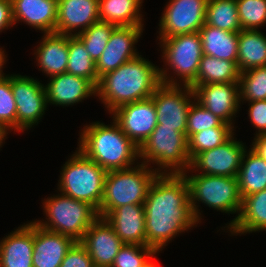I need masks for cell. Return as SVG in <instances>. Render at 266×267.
I'll list each match as a JSON object with an SVG mask.
<instances>
[{"mask_svg":"<svg viewBox=\"0 0 266 267\" xmlns=\"http://www.w3.org/2000/svg\"><path fill=\"white\" fill-rule=\"evenodd\" d=\"M146 246L158 253L176 235L197 226L184 174L158 173L144 202Z\"/></svg>","mask_w":266,"mask_h":267,"instance_id":"cell-1","label":"cell"},{"mask_svg":"<svg viewBox=\"0 0 266 267\" xmlns=\"http://www.w3.org/2000/svg\"><path fill=\"white\" fill-rule=\"evenodd\" d=\"M161 84L159 67L138 55L103 75L96 96L111 113L124 104L151 98Z\"/></svg>","mask_w":266,"mask_h":267,"instance_id":"cell-2","label":"cell"},{"mask_svg":"<svg viewBox=\"0 0 266 267\" xmlns=\"http://www.w3.org/2000/svg\"><path fill=\"white\" fill-rule=\"evenodd\" d=\"M112 121L111 125L92 122L84 126L77 148L107 172L130 168L139 158V147Z\"/></svg>","mask_w":266,"mask_h":267,"instance_id":"cell-3","label":"cell"},{"mask_svg":"<svg viewBox=\"0 0 266 267\" xmlns=\"http://www.w3.org/2000/svg\"><path fill=\"white\" fill-rule=\"evenodd\" d=\"M136 164L134 167L107 172L99 217L105 218L122 205L144 204L150 184L158 172L142 162Z\"/></svg>","mask_w":266,"mask_h":267,"instance_id":"cell-4","label":"cell"},{"mask_svg":"<svg viewBox=\"0 0 266 267\" xmlns=\"http://www.w3.org/2000/svg\"><path fill=\"white\" fill-rule=\"evenodd\" d=\"M60 174L58 190L61 194L89 203L99 211L106 170L77 149L62 166Z\"/></svg>","mask_w":266,"mask_h":267,"instance_id":"cell-5","label":"cell"},{"mask_svg":"<svg viewBox=\"0 0 266 267\" xmlns=\"http://www.w3.org/2000/svg\"><path fill=\"white\" fill-rule=\"evenodd\" d=\"M165 66L173 70L175 80L167 74L169 68H159L161 83L171 86L191 87L197 81L200 60L202 58V40L199 32L179 34L159 39ZM162 43V44H161ZM166 69V70H165ZM180 76V77H179ZM179 78L182 85L177 83Z\"/></svg>","mask_w":266,"mask_h":267,"instance_id":"cell-6","label":"cell"},{"mask_svg":"<svg viewBox=\"0 0 266 267\" xmlns=\"http://www.w3.org/2000/svg\"><path fill=\"white\" fill-rule=\"evenodd\" d=\"M139 159L146 165L157 164L158 168L154 170L158 173H189L191 160L187 138L176 128L157 125L139 147Z\"/></svg>","mask_w":266,"mask_h":267,"instance_id":"cell-7","label":"cell"},{"mask_svg":"<svg viewBox=\"0 0 266 267\" xmlns=\"http://www.w3.org/2000/svg\"><path fill=\"white\" fill-rule=\"evenodd\" d=\"M43 206L47 220L34 222L46 230L71 237L76 242L82 240L85 232L99 217L98 211L89 203L64 194L44 199Z\"/></svg>","mask_w":266,"mask_h":267,"instance_id":"cell-8","label":"cell"},{"mask_svg":"<svg viewBox=\"0 0 266 267\" xmlns=\"http://www.w3.org/2000/svg\"><path fill=\"white\" fill-rule=\"evenodd\" d=\"M183 174L187 179L190 189L191 209L198 223L201 222L200 205H197L199 202L223 213H238L239 215L242 197L240 195L237 177L203 174L187 176L186 173Z\"/></svg>","mask_w":266,"mask_h":267,"instance_id":"cell-9","label":"cell"},{"mask_svg":"<svg viewBox=\"0 0 266 267\" xmlns=\"http://www.w3.org/2000/svg\"><path fill=\"white\" fill-rule=\"evenodd\" d=\"M10 81L17 109V132L29 130L40 122L48 105L44 84L19 74H11Z\"/></svg>","mask_w":266,"mask_h":267,"instance_id":"cell-10","label":"cell"},{"mask_svg":"<svg viewBox=\"0 0 266 267\" xmlns=\"http://www.w3.org/2000/svg\"><path fill=\"white\" fill-rule=\"evenodd\" d=\"M151 98L156 108L158 125L176 128L186 136L188 112L195 99L193 89L189 86L161 84Z\"/></svg>","mask_w":266,"mask_h":267,"instance_id":"cell-11","label":"cell"},{"mask_svg":"<svg viewBox=\"0 0 266 267\" xmlns=\"http://www.w3.org/2000/svg\"><path fill=\"white\" fill-rule=\"evenodd\" d=\"M208 0H169L159 24V39L199 32L205 24Z\"/></svg>","mask_w":266,"mask_h":267,"instance_id":"cell-12","label":"cell"},{"mask_svg":"<svg viewBox=\"0 0 266 267\" xmlns=\"http://www.w3.org/2000/svg\"><path fill=\"white\" fill-rule=\"evenodd\" d=\"M245 151L244 143L235 140L233 135L224 144L197 154L188 170H199L198 174L203 175L237 177Z\"/></svg>","mask_w":266,"mask_h":267,"instance_id":"cell-13","label":"cell"},{"mask_svg":"<svg viewBox=\"0 0 266 267\" xmlns=\"http://www.w3.org/2000/svg\"><path fill=\"white\" fill-rule=\"evenodd\" d=\"M110 114L120 129L138 147L151 135L157 123V113L152 98L124 104Z\"/></svg>","mask_w":266,"mask_h":267,"instance_id":"cell-14","label":"cell"},{"mask_svg":"<svg viewBox=\"0 0 266 267\" xmlns=\"http://www.w3.org/2000/svg\"><path fill=\"white\" fill-rule=\"evenodd\" d=\"M143 30V26H118L113 30L106 48L96 62L98 79L139 55L134 45Z\"/></svg>","mask_w":266,"mask_h":267,"instance_id":"cell-15","label":"cell"},{"mask_svg":"<svg viewBox=\"0 0 266 267\" xmlns=\"http://www.w3.org/2000/svg\"><path fill=\"white\" fill-rule=\"evenodd\" d=\"M195 100L224 123L234 127V116L240 111L239 83L192 85Z\"/></svg>","mask_w":266,"mask_h":267,"instance_id":"cell-16","label":"cell"},{"mask_svg":"<svg viewBox=\"0 0 266 267\" xmlns=\"http://www.w3.org/2000/svg\"><path fill=\"white\" fill-rule=\"evenodd\" d=\"M80 243L86 248L94 264L111 267L124 245L113 227L102 217H98L85 232Z\"/></svg>","mask_w":266,"mask_h":267,"instance_id":"cell-17","label":"cell"},{"mask_svg":"<svg viewBox=\"0 0 266 267\" xmlns=\"http://www.w3.org/2000/svg\"><path fill=\"white\" fill-rule=\"evenodd\" d=\"M98 21L99 0H58L56 33L76 36Z\"/></svg>","mask_w":266,"mask_h":267,"instance_id":"cell-18","label":"cell"},{"mask_svg":"<svg viewBox=\"0 0 266 267\" xmlns=\"http://www.w3.org/2000/svg\"><path fill=\"white\" fill-rule=\"evenodd\" d=\"M49 79V83L44 87L47 103L52 105L70 106L89 96L97 95L96 86L86 78L62 73Z\"/></svg>","mask_w":266,"mask_h":267,"instance_id":"cell-19","label":"cell"},{"mask_svg":"<svg viewBox=\"0 0 266 267\" xmlns=\"http://www.w3.org/2000/svg\"><path fill=\"white\" fill-rule=\"evenodd\" d=\"M34 221L24 223L0 241V267H33Z\"/></svg>","mask_w":266,"mask_h":267,"instance_id":"cell-20","label":"cell"},{"mask_svg":"<svg viewBox=\"0 0 266 267\" xmlns=\"http://www.w3.org/2000/svg\"><path fill=\"white\" fill-rule=\"evenodd\" d=\"M124 244L146 246L143 204H126L115 208L104 218Z\"/></svg>","mask_w":266,"mask_h":267,"instance_id":"cell-21","label":"cell"},{"mask_svg":"<svg viewBox=\"0 0 266 267\" xmlns=\"http://www.w3.org/2000/svg\"><path fill=\"white\" fill-rule=\"evenodd\" d=\"M75 242L71 237L46 230L34 222L33 267H60Z\"/></svg>","mask_w":266,"mask_h":267,"instance_id":"cell-22","label":"cell"},{"mask_svg":"<svg viewBox=\"0 0 266 267\" xmlns=\"http://www.w3.org/2000/svg\"><path fill=\"white\" fill-rule=\"evenodd\" d=\"M14 25L23 21L29 26L43 31L56 32L58 0H11Z\"/></svg>","mask_w":266,"mask_h":267,"instance_id":"cell-23","label":"cell"},{"mask_svg":"<svg viewBox=\"0 0 266 267\" xmlns=\"http://www.w3.org/2000/svg\"><path fill=\"white\" fill-rule=\"evenodd\" d=\"M42 40L34 53L40 70L49 78L66 73L69 57L68 35L46 33Z\"/></svg>","mask_w":266,"mask_h":267,"instance_id":"cell-24","label":"cell"},{"mask_svg":"<svg viewBox=\"0 0 266 267\" xmlns=\"http://www.w3.org/2000/svg\"><path fill=\"white\" fill-rule=\"evenodd\" d=\"M225 227L236 236L266 230V189L242 198L239 215Z\"/></svg>","mask_w":266,"mask_h":267,"instance_id":"cell-25","label":"cell"},{"mask_svg":"<svg viewBox=\"0 0 266 267\" xmlns=\"http://www.w3.org/2000/svg\"><path fill=\"white\" fill-rule=\"evenodd\" d=\"M199 34L204 55L229 60L237 65L239 33L204 24Z\"/></svg>","mask_w":266,"mask_h":267,"instance_id":"cell-26","label":"cell"},{"mask_svg":"<svg viewBox=\"0 0 266 267\" xmlns=\"http://www.w3.org/2000/svg\"><path fill=\"white\" fill-rule=\"evenodd\" d=\"M258 30L242 29L238 36L237 68L239 72L266 66V35Z\"/></svg>","mask_w":266,"mask_h":267,"instance_id":"cell-27","label":"cell"},{"mask_svg":"<svg viewBox=\"0 0 266 267\" xmlns=\"http://www.w3.org/2000/svg\"><path fill=\"white\" fill-rule=\"evenodd\" d=\"M143 0H99L101 22L115 26H144L141 16Z\"/></svg>","mask_w":266,"mask_h":267,"instance_id":"cell-28","label":"cell"},{"mask_svg":"<svg viewBox=\"0 0 266 267\" xmlns=\"http://www.w3.org/2000/svg\"><path fill=\"white\" fill-rule=\"evenodd\" d=\"M243 155L237 175L239 191L242 198L266 189V160L251 148Z\"/></svg>","mask_w":266,"mask_h":267,"instance_id":"cell-29","label":"cell"},{"mask_svg":"<svg viewBox=\"0 0 266 267\" xmlns=\"http://www.w3.org/2000/svg\"><path fill=\"white\" fill-rule=\"evenodd\" d=\"M239 77L240 72L234 62L203 55L197 81L193 85L239 83Z\"/></svg>","mask_w":266,"mask_h":267,"instance_id":"cell-30","label":"cell"},{"mask_svg":"<svg viewBox=\"0 0 266 267\" xmlns=\"http://www.w3.org/2000/svg\"><path fill=\"white\" fill-rule=\"evenodd\" d=\"M205 24L229 32L242 30L236 0H208Z\"/></svg>","mask_w":266,"mask_h":267,"instance_id":"cell-31","label":"cell"},{"mask_svg":"<svg viewBox=\"0 0 266 267\" xmlns=\"http://www.w3.org/2000/svg\"><path fill=\"white\" fill-rule=\"evenodd\" d=\"M68 52L66 73L86 78L97 87L99 79L96 72V63L77 36L68 35Z\"/></svg>","mask_w":266,"mask_h":267,"instance_id":"cell-32","label":"cell"},{"mask_svg":"<svg viewBox=\"0 0 266 267\" xmlns=\"http://www.w3.org/2000/svg\"><path fill=\"white\" fill-rule=\"evenodd\" d=\"M233 131L234 127H214L193 134L187 140L190 160L199 153L224 144L234 135Z\"/></svg>","mask_w":266,"mask_h":267,"instance_id":"cell-33","label":"cell"},{"mask_svg":"<svg viewBox=\"0 0 266 267\" xmlns=\"http://www.w3.org/2000/svg\"><path fill=\"white\" fill-rule=\"evenodd\" d=\"M116 27L111 23L98 21L86 30L76 34L95 63L106 48L108 40Z\"/></svg>","mask_w":266,"mask_h":267,"instance_id":"cell-34","label":"cell"},{"mask_svg":"<svg viewBox=\"0 0 266 267\" xmlns=\"http://www.w3.org/2000/svg\"><path fill=\"white\" fill-rule=\"evenodd\" d=\"M240 101L266 100V66L254 67L240 73Z\"/></svg>","mask_w":266,"mask_h":267,"instance_id":"cell-35","label":"cell"},{"mask_svg":"<svg viewBox=\"0 0 266 267\" xmlns=\"http://www.w3.org/2000/svg\"><path fill=\"white\" fill-rule=\"evenodd\" d=\"M156 253L153 247L124 244L117 253L111 267H148ZM151 258V259H150Z\"/></svg>","mask_w":266,"mask_h":267,"instance_id":"cell-36","label":"cell"},{"mask_svg":"<svg viewBox=\"0 0 266 267\" xmlns=\"http://www.w3.org/2000/svg\"><path fill=\"white\" fill-rule=\"evenodd\" d=\"M214 127H233L224 123L220 118L215 116L210 110L204 108L195 99L192 102L187 119L186 138L187 140L195 133L207 128Z\"/></svg>","mask_w":266,"mask_h":267,"instance_id":"cell-37","label":"cell"},{"mask_svg":"<svg viewBox=\"0 0 266 267\" xmlns=\"http://www.w3.org/2000/svg\"><path fill=\"white\" fill-rule=\"evenodd\" d=\"M242 29L258 30L266 24V0H236Z\"/></svg>","mask_w":266,"mask_h":267,"instance_id":"cell-38","label":"cell"},{"mask_svg":"<svg viewBox=\"0 0 266 267\" xmlns=\"http://www.w3.org/2000/svg\"><path fill=\"white\" fill-rule=\"evenodd\" d=\"M17 109L11 89L10 75L0 80V125L17 132Z\"/></svg>","mask_w":266,"mask_h":267,"instance_id":"cell-39","label":"cell"},{"mask_svg":"<svg viewBox=\"0 0 266 267\" xmlns=\"http://www.w3.org/2000/svg\"><path fill=\"white\" fill-rule=\"evenodd\" d=\"M92 264L86 248L80 242H75L68 250L60 267H91Z\"/></svg>","mask_w":266,"mask_h":267,"instance_id":"cell-40","label":"cell"},{"mask_svg":"<svg viewBox=\"0 0 266 267\" xmlns=\"http://www.w3.org/2000/svg\"><path fill=\"white\" fill-rule=\"evenodd\" d=\"M248 117L255 126V136L266 135V100L249 101Z\"/></svg>","mask_w":266,"mask_h":267,"instance_id":"cell-41","label":"cell"},{"mask_svg":"<svg viewBox=\"0 0 266 267\" xmlns=\"http://www.w3.org/2000/svg\"><path fill=\"white\" fill-rule=\"evenodd\" d=\"M13 25L11 0H0V32Z\"/></svg>","mask_w":266,"mask_h":267,"instance_id":"cell-42","label":"cell"},{"mask_svg":"<svg viewBox=\"0 0 266 267\" xmlns=\"http://www.w3.org/2000/svg\"><path fill=\"white\" fill-rule=\"evenodd\" d=\"M251 149L266 160V135L255 136Z\"/></svg>","mask_w":266,"mask_h":267,"instance_id":"cell-43","label":"cell"},{"mask_svg":"<svg viewBox=\"0 0 266 267\" xmlns=\"http://www.w3.org/2000/svg\"><path fill=\"white\" fill-rule=\"evenodd\" d=\"M6 55H5V50H2L0 48V80H2L3 78H5L7 75H5V73H3V66L4 64H6Z\"/></svg>","mask_w":266,"mask_h":267,"instance_id":"cell-44","label":"cell"},{"mask_svg":"<svg viewBox=\"0 0 266 267\" xmlns=\"http://www.w3.org/2000/svg\"><path fill=\"white\" fill-rule=\"evenodd\" d=\"M8 133V130L4 126L0 125V147H2L3 141H5Z\"/></svg>","mask_w":266,"mask_h":267,"instance_id":"cell-45","label":"cell"},{"mask_svg":"<svg viewBox=\"0 0 266 267\" xmlns=\"http://www.w3.org/2000/svg\"><path fill=\"white\" fill-rule=\"evenodd\" d=\"M91 267H108V266H102V265H98V264H92Z\"/></svg>","mask_w":266,"mask_h":267,"instance_id":"cell-46","label":"cell"},{"mask_svg":"<svg viewBox=\"0 0 266 267\" xmlns=\"http://www.w3.org/2000/svg\"><path fill=\"white\" fill-rule=\"evenodd\" d=\"M158 265H156L155 262H152L148 267H157ZM159 267V266H158Z\"/></svg>","mask_w":266,"mask_h":267,"instance_id":"cell-47","label":"cell"}]
</instances>
